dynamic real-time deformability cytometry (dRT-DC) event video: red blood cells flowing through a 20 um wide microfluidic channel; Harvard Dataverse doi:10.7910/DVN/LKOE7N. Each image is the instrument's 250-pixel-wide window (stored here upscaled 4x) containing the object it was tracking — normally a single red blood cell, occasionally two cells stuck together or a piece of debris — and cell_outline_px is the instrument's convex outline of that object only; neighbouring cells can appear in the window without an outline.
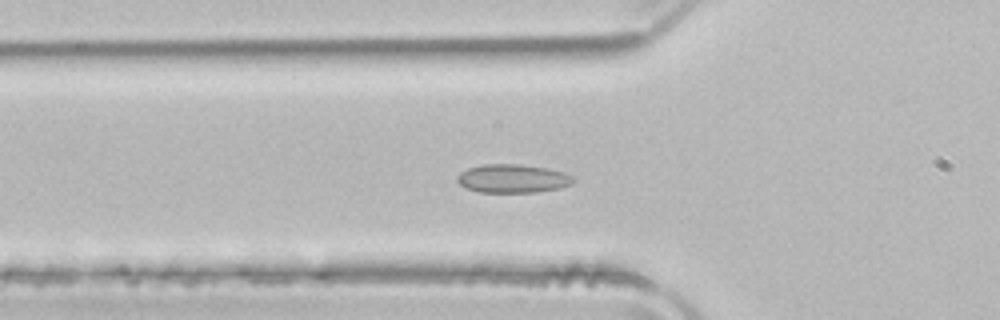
{"species": "common noctule bat (a hibernating species)", "species_latin": "Nyctalus noctula", "temperature_condition": "room temperature", "stored_images_in_passage": 46, "camera_frame_rate_fps": 3000, "um_per_image_px": 0.085, "animal": {"sex": "male", "body_mass_g": 21.5, "forearm_length_mm": 52.0}, "frame": {"image": 1, "passage_image": 11, "time_ms": 3.333, "image_size_px": [1000, 320], "cell_outline_px": [[576, 180], [572, 184], [560, 188], [536, 192], [480, 192], [468, 188], [460, 184], [456, 180], [456, 176], [460, 172], [468, 168], [484, 164], [520, 164], [548, 168], [564, 172], [576, 176]], "centroid_in_image_um": [43.63, 15.17], "position_along_channel_um": 82.2, "area_um2": 19.48}}
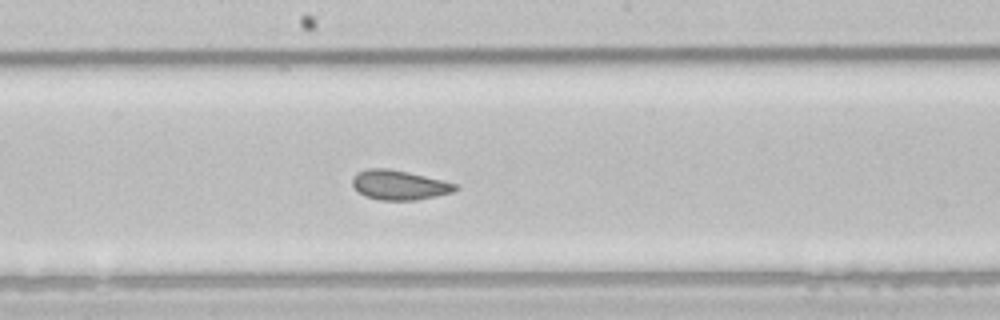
{"frame": {"image": 2, "passage_image": 21, "time_ms": 6.667, "image_size_px": [1000, 320], "cell_outline_px": [[460, 188], [452, 192], [436, 196], [416, 200], [380, 200], [364, 196], [352, 184], [352, 176], [356, 172], [368, 168], [388, 168], [408, 172], [456, 184]], "centroid_in_image_um": [33.9, 15.72], "position_along_channel_um": 214.3, "area_um2": 17.69}}
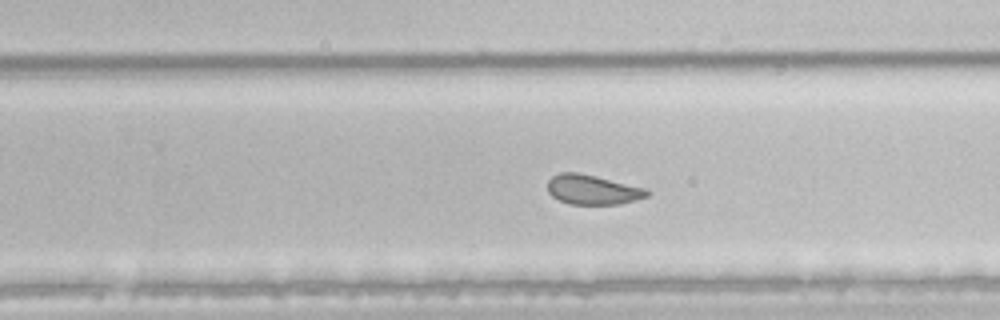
{"frame": {"image": 3, "passage_image": 26, "time_ms": 8.333, "image_size_px": [1000, 320], "cell_outline_px": [[652, 192], [648, 196], [620, 204], [568, 204], [552, 196], [548, 192], [548, 180], [552, 176], [560, 172], [580, 172], [648, 188]], "centroid_in_image_um": [50.4, 16.11], "position_along_channel_um": 279.4, "area_um2": 17.46}, "authors_computed_cell_mechanics": {"area_um2": 19.5653, "velocity_mm_per_s": 3.9491, "shape_relaxation_time_tau1_ms": 8.0751, "shape_relaxation_time_tau2_ms": 1.0272, "deformation_change_tau1": 0.1181, "deformation_change_tau2": 0.0587}}